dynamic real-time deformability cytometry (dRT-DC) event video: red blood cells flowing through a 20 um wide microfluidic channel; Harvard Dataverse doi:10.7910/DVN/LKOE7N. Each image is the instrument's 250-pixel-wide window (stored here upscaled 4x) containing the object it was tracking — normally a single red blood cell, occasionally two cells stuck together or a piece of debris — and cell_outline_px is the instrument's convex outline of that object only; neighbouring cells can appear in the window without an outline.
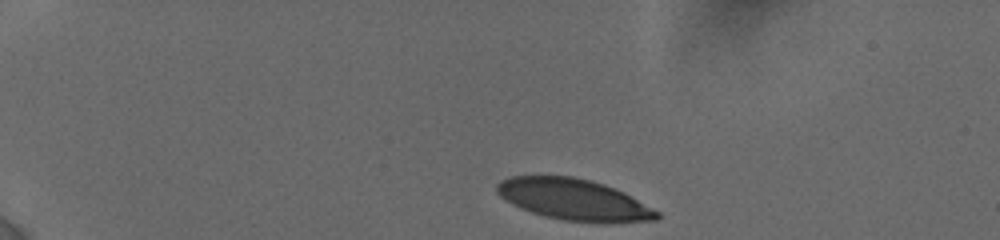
{"species": "human", "species_latin": "Homo sapiens", "temperature_condition": "cold", "stored_images_in_passage": 9, "camera_frame_rate_fps": 3000, "um_per_image_px": 0.085, "donor": {"sex": "female"}, "frame": {"image": 1, "passage_image": 1, "time_ms": 0.0, "image_size_px": [1000, 240], "cell_outline_px": [[660, 216], [656, 220], [608, 224], [564, 220], [544, 216], [520, 208], [512, 204], [500, 196], [496, 192], [496, 184], [500, 180], [512, 176], [572, 176], [592, 180], [604, 184], [624, 192], [660, 212]], "centroid_in_image_um": [48.8, 16.98], "position_along_channel_um": 36.2, "area_um2": 38.78}}